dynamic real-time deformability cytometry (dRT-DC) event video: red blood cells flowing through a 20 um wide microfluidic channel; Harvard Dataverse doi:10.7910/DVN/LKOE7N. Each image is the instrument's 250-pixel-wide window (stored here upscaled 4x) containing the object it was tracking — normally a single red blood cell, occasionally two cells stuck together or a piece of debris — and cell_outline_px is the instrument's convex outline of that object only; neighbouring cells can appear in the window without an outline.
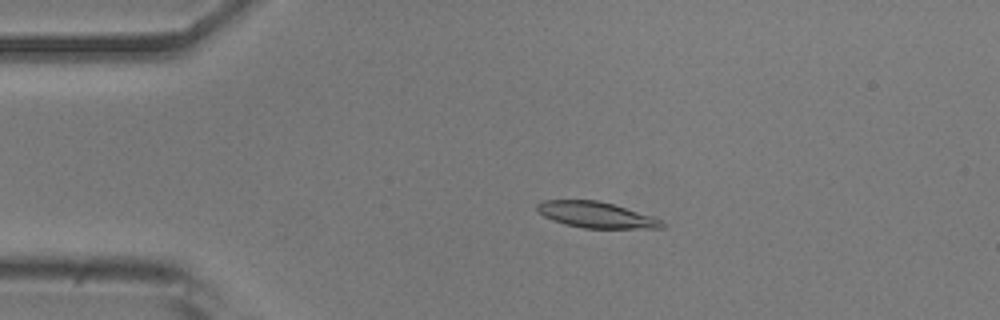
{"species": "common noctule bat (a hibernating species)", "species_latin": "Nyctalus noctula", "temperature_condition": "room temperature", "stored_images_in_passage": 52, "camera_frame_rate_fps": 3000, "um_per_image_px": 0.085, "animal": {"sex": "male", "body_mass_g": 20.5, "forearm_length_mm": 52.5}, "frame": {"image": 1, "passage_image": 11, "time_ms": 3.333, "image_size_px": [1000, 320], "cell_outline_px": [[668, 224], [664, 228], [584, 228], [564, 224], [552, 220], [544, 216], [536, 208], [536, 204], [544, 200], [596, 200], [612, 204], [652, 216], [664, 220]], "centroid_in_image_um": [50.71, 18.27], "position_along_channel_um": 34.3, "area_um2": 18.9}}
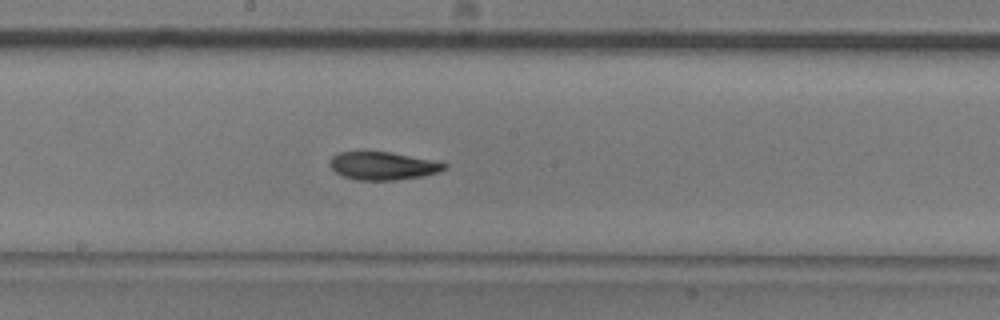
{"frame": {"image": 2, "passage_image": 28, "time_ms": 9.0, "image_size_px": [1000, 320], "cell_outline_px": [[448, 168], [440, 172], [424, 176], [396, 180], [356, 180], [344, 176], [336, 172], [328, 164], [332, 156], [340, 152], [388, 152], [432, 160], [448, 164]], "centroid_in_image_um": [32.57, 14.11], "position_along_channel_um": 215.6, "area_um2": 18.61}}
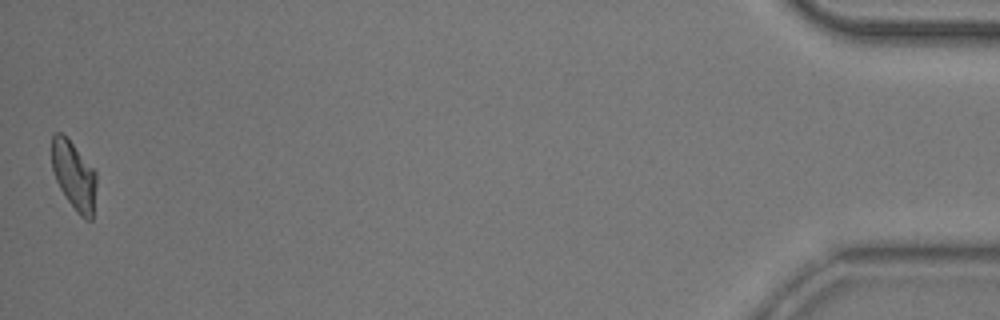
{"frame": {"image": 3, "passage_image": 52, "time_ms": 17.0, "image_size_px": [1000, 320], "cell_outline_px": [[96, 184], [92, 220], [84, 220], [76, 212], [60, 188], [56, 180], [52, 168], [52, 136], [56, 132], [60, 132], [72, 144], [96, 172]], "centroid_in_image_um": [6.28, 14.96], "position_along_channel_um": 428.9, "area_um2": 17.46}, "authors_computed_cell_mechanics": {"area_um2": 18.9584, "velocity_mm_per_s": 3.8575, "shape_relaxation_time_tau1_ms": 5.3294, "shape_relaxation_time_tau2_ms": 2.9934, "deformation_change_tau1": 0.1542, "deformation_change_tau2": 0.0844}}